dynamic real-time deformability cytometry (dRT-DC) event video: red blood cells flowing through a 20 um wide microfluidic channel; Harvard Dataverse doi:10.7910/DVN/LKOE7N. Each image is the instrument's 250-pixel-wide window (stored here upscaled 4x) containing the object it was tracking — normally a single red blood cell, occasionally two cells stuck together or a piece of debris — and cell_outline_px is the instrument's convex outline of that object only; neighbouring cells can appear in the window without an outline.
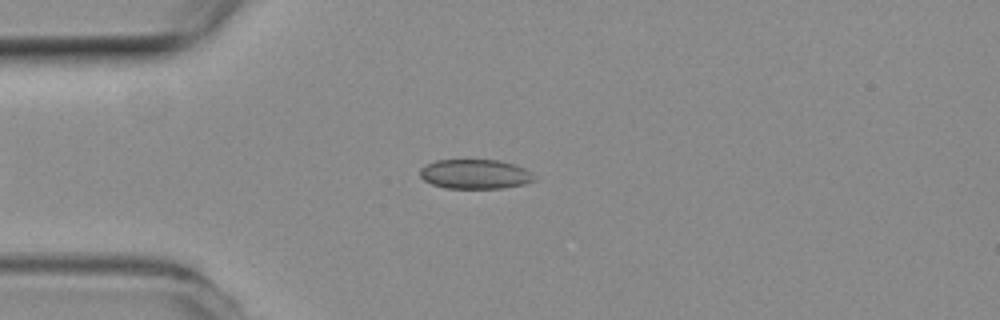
{"species": "common noctule bat (a hibernating species)", "species_latin": "Nyctalus noctula", "temperature_condition": "room temperature", "stored_images_in_passage": 48, "camera_frame_rate_fps": 3000, "um_per_image_px": 0.085, "animal": {"sex": "female", "body_mass_g": 19.3, "forearm_length_mm": 54.1}, "frame": {"image": 1, "passage_image": 12, "time_ms": 3.667, "image_size_px": [1000, 320], "cell_outline_px": [[536, 180], [524, 184], [504, 188], [444, 188], [432, 184], [424, 180], [420, 176], [420, 168], [424, 164], [436, 160], [500, 160], [524, 168], [532, 172], [536, 176]], "centroid_in_image_um": [40.38, 14.8], "position_along_channel_um": 44.6, "area_um2": 19.83}}
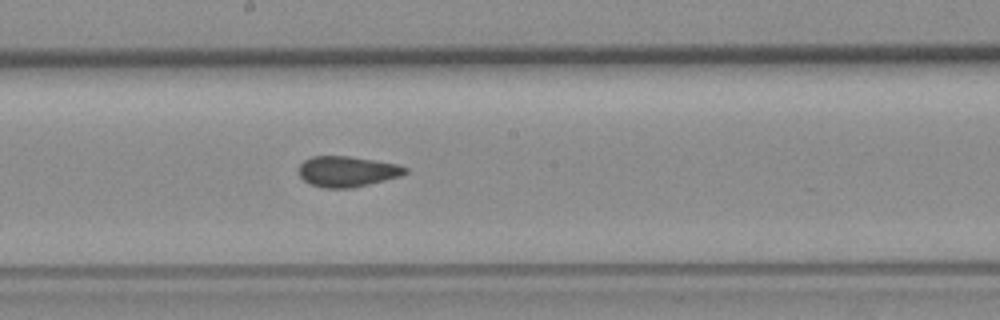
{"frame": {"image": 2, "passage_image": 27, "time_ms": 8.667, "image_size_px": [1000, 320], "cell_outline_px": [[408, 172], [400, 176], [352, 188], [324, 188], [308, 184], [300, 176], [300, 164], [304, 160], [312, 156], [348, 156], [396, 164], [408, 168]], "centroid_in_image_um": [29.49, 14.58], "position_along_channel_um": 218.7, "area_um2": 18.84}}
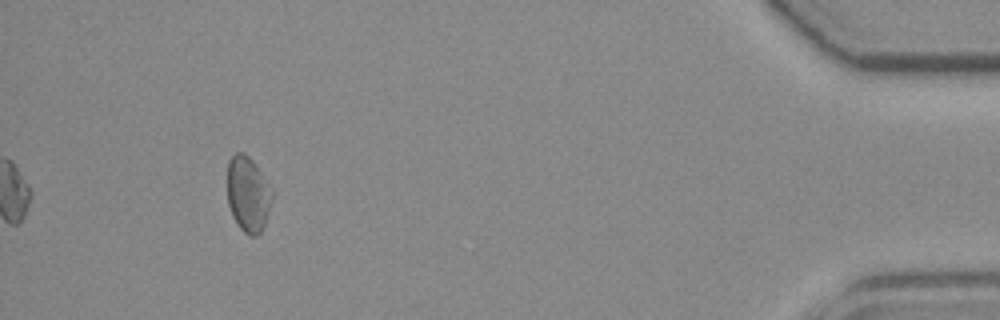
{"frame": {"image": 3, "passage_image": 48, "time_ms": 15.667, "image_size_px": [1000, 320], "cell_outline_px": [[272, 200], [264, 224], [260, 232], [256, 236], [252, 236], [244, 232], [240, 228], [232, 216], [228, 204], [228, 160], [236, 152], [244, 152], [252, 160], [272, 188]], "centroid_in_image_um": [21.07, 16.49], "position_along_channel_um": 414.1, "area_um2": 19.54}, "authors_computed_cell_mechanics": {"area_um2": 19.5364, "velocity_mm_per_s": 3.8066, "shape_relaxation_time_tau1_ms": null, "shape_relaxation_time_tau2_ms": 1.977, "deformation_change_tau1": null, "deformation_change_tau2": 0.059}}